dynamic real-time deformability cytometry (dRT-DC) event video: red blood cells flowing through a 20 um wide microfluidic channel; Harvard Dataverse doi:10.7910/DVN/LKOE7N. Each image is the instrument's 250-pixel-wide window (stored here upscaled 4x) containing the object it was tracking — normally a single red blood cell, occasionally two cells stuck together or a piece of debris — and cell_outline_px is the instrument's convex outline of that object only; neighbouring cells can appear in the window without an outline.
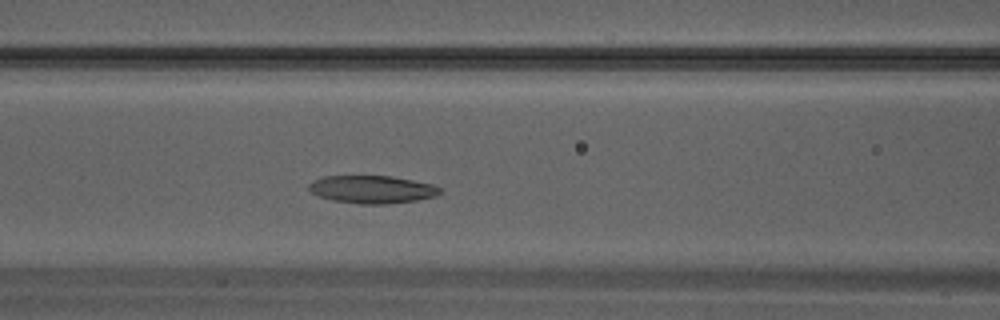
{"species": "Egyptian fruit bat (a non-hibernating species)", "species_latin": "Rousettus aegyptiacus", "temperature_condition": "warm", "stored_images_in_passage": 30, "camera_frame_rate_fps": 3000, "um_per_image_px": 0.085, "animal": {"sex": "male"}, "frame": {"image": 1, "passage_image": 11, "time_ms": 3.333, "image_size_px": [1000, 320], "cell_outline_px": [[444, 192], [436, 196], [416, 200], [384, 204], [360, 204], [332, 200], [320, 196], [312, 192], [308, 188], [308, 184], [312, 180], [324, 176], [388, 176], [412, 180], [432, 184], [440, 188]], "centroid_in_image_um": [31.63, 16.1], "position_along_channel_um": 135.0, "area_um2": 21.15}}
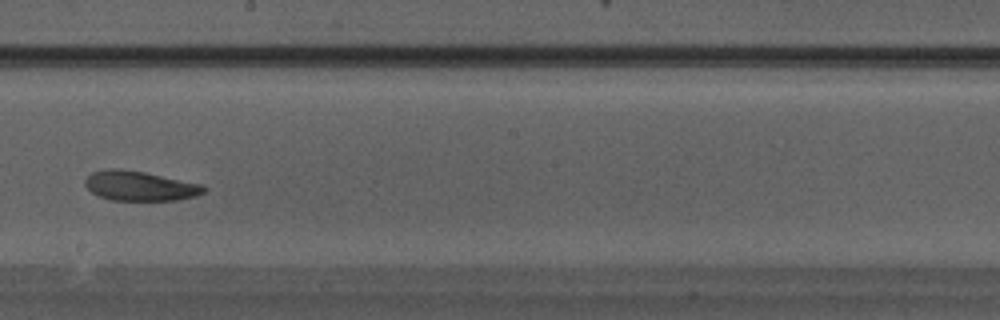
{"frame": {"image": 2, "passage_image": 16, "time_ms": 5.0, "image_size_px": [1000, 320], "cell_outline_px": [[208, 188], [204, 192], [196, 196], [176, 200], [112, 200], [100, 196], [92, 192], [84, 184], [84, 180], [92, 172], [120, 168], [144, 172], [204, 184]], "centroid_in_image_um": [11.94, 15.8], "position_along_channel_um": 236.3, "area_um2": 20.46}}
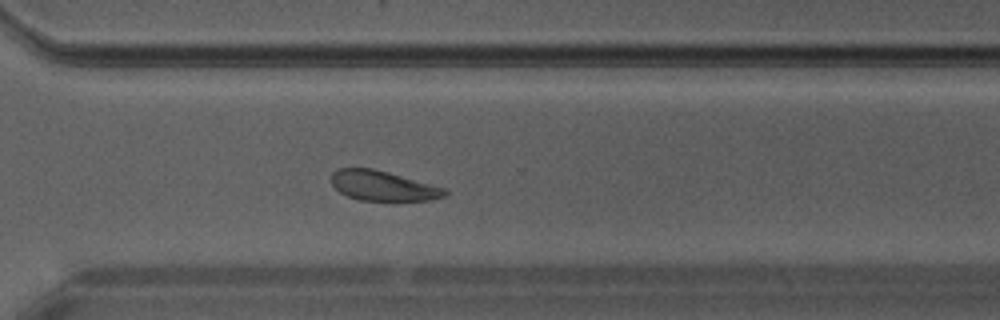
{"frame": {"image": 3, "passage_image": 21, "time_ms": 6.667, "image_size_px": [1000, 320], "cell_outline_px": [[448, 196], [428, 200], [360, 200], [348, 196], [340, 192], [332, 184], [332, 172], [340, 168], [372, 168], [448, 188]], "centroid_in_image_um": [32.6, 15.79], "position_along_channel_um": 338.0, "area_um2": 19.71}}